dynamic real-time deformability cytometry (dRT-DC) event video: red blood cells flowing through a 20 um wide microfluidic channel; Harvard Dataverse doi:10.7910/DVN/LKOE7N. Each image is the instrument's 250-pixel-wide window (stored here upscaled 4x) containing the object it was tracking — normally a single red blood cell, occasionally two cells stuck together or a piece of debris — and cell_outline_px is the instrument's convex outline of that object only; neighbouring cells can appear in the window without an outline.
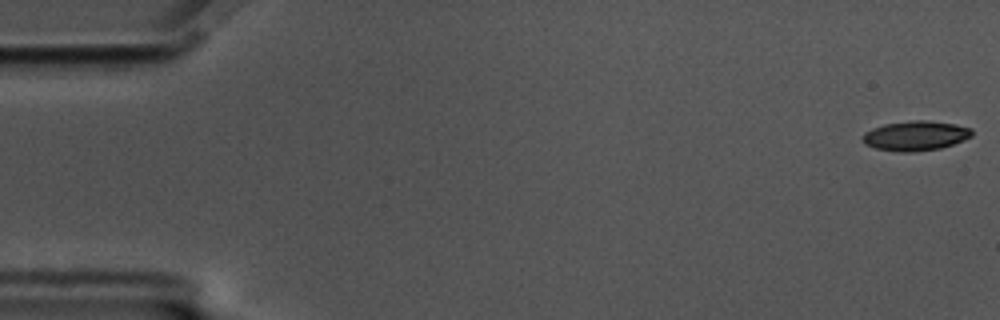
{"species": "common noctule bat (a hibernating species)", "species_latin": "Nyctalus noctula", "temperature_condition": "cold", "stored_images_in_passage": 54, "camera_frame_rate_fps": 3000, "um_per_image_px": 0.085, "animal": {"sex": "male", "body_mass_g": 17.5, "forearm_length_mm": 52.3}, "frame": {"image": 1, "passage_image": 1, "time_ms": 0.0, "image_size_px": [1000, 320], "cell_outline_px": [[972, 136], [952, 144], [940, 148], [912, 152], [896, 152], [876, 148], [864, 144], [860, 136], [864, 132], [872, 128], [884, 124], [912, 120], [924, 120], [956, 124], [972, 128]], "centroid_in_image_um": [77.77, 11.53], "position_along_channel_um": 7.2, "area_um2": 19.02}}
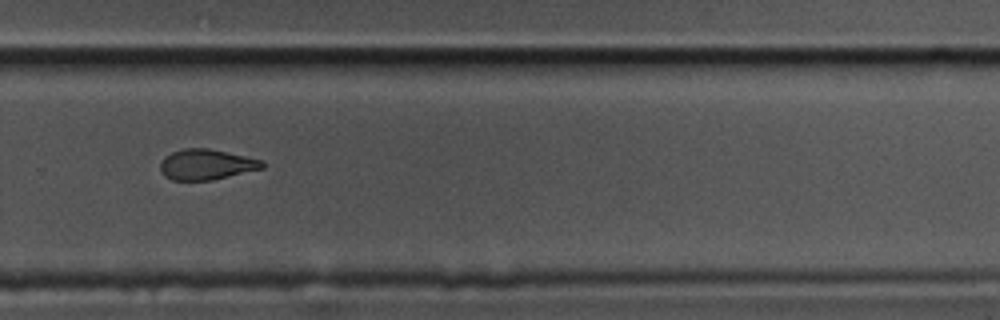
{"frame": {"image": 2, "passage_image": 39, "time_ms": 12.667, "image_size_px": [1000, 320], "cell_outline_px": [[264, 168], [212, 180], [172, 180], [164, 176], [160, 172], [160, 164], [164, 156], [172, 152], [184, 148], [208, 148], [228, 152], [264, 160]], "centroid_in_image_um": [17.53, 13.98], "position_along_channel_um": 312.3, "area_um2": 18.26}}
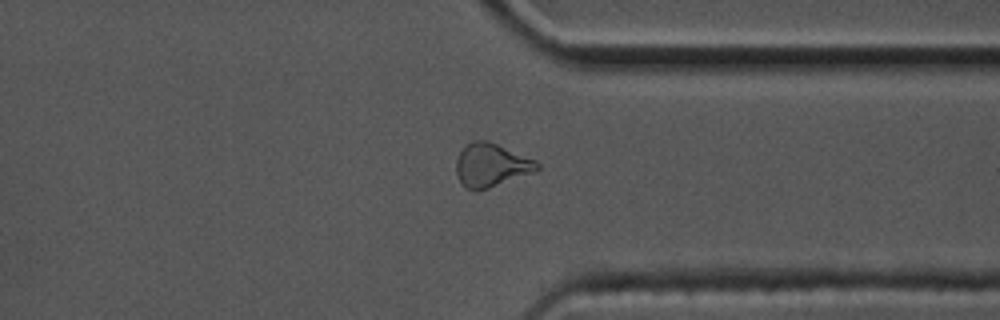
{"frame": {"image": 3, "passage_image": 44, "time_ms": 14.333, "image_size_px": [1000, 320], "cell_outline_px": [[540, 168], [536, 172], [476, 192], [464, 188], [456, 172], [456, 160], [460, 152], [472, 140], [488, 140], [536, 160], [540, 164]], "centroid_in_image_um": [41.77, 14.05], "position_along_channel_um": 369.6, "area_um2": 20.63}}